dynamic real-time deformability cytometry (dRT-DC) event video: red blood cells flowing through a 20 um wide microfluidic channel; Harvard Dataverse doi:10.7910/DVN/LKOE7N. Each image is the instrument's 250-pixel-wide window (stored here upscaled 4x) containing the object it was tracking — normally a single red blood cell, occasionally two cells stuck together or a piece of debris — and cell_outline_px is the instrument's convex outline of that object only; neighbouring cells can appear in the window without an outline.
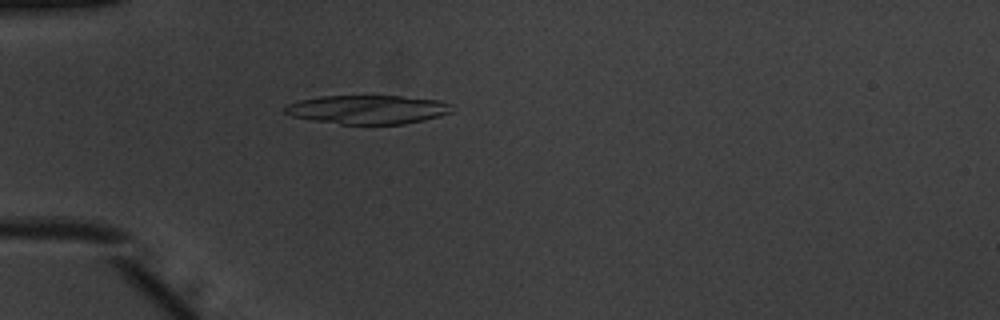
{"species": "common noctule bat (a hibernating species)", "species_latin": "Nyctalus noctula", "temperature_condition": "warm", "stored_images_in_passage": 52, "camera_frame_rate_fps": 3000, "um_per_image_px": 0.085, "animal": {"sex": "male", "body_mass_g": 20.1, "forearm_length_mm": 53.5}, "frame": {"image": 1, "passage_image": 16, "time_ms": 5.0, "image_size_px": [1000, 320], "cell_outline_px": [[452, 112], [440, 116], [424, 120], [404, 124], [340, 124], [312, 120], [292, 116], [284, 112], [280, 108], [288, 104], [300, 100], [320, 96], [400, 96], [440, 100], [452, 104]], "centroid_in_image_um": [31.26, 9.31], "position_along_channel_um": 53.7, "area_um2": 28.21}}
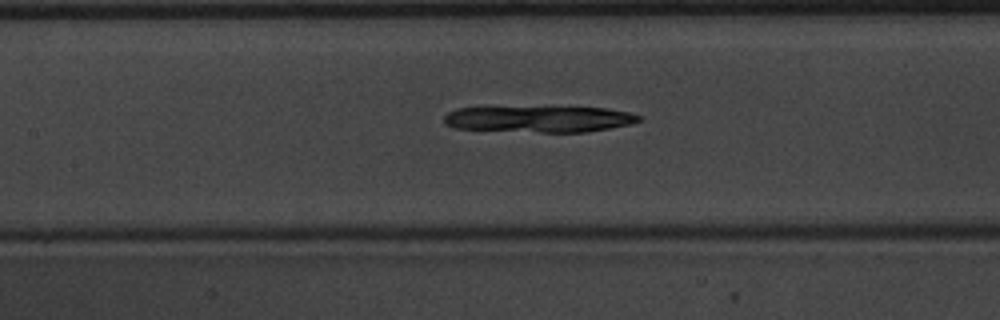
{"frame": {"image": 2, "passage_image": 25, "time_ms": 8.0, "image_size_px": [1000, 320], "cell_outline_px": [[644, 120], [632, 124], [588, 132], [540, 132], [452, 128], [444, 124], [444, 116], [448, 112], [456, 108], [608, 108], [628, 112], [640, 116]], "centroid_in_image_um": [45.86, 10.14], "position_along_channel_um": 161.5, "area_um2": 29.54}}
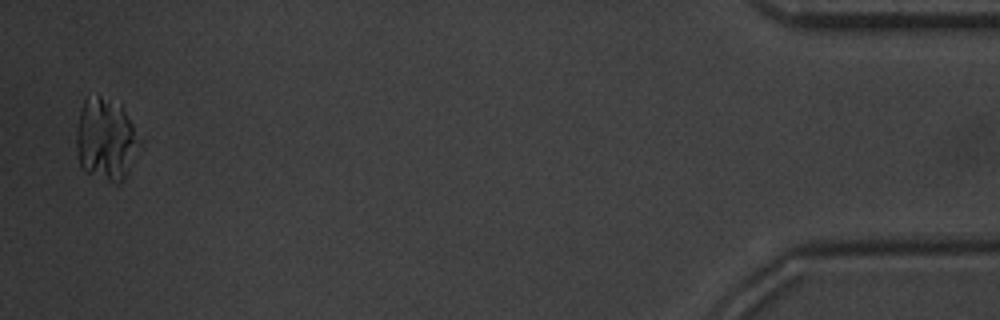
{"frame": {"image": 3, "passage_image": 51, "time_ms": 16.667, "image_size_px": [1000, 320], "cell_outline_px": [[144, 140], [124, 180], [120, 184], [116, 184], [84, 172], [80, 168], [76, 148], [76, 132], [80, 108], [84, 100], [100, 96], [120, 108], [124, 112]], "centroid_in_image_um": [9.01, 11.94], "position_along_channel_um": 426.2, "area_um2": 30.4}}